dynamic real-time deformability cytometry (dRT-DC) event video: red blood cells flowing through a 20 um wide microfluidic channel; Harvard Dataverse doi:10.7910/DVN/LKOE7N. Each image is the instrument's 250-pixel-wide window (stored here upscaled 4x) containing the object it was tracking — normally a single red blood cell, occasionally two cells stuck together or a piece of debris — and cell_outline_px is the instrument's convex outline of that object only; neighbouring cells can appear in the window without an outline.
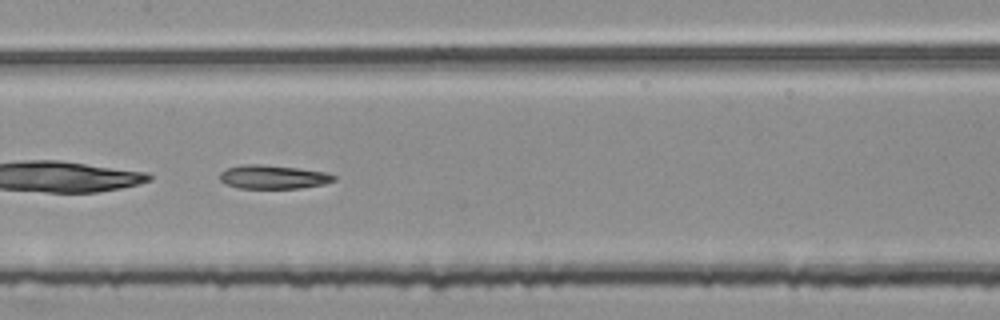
{"species": "common noctule bat (a hibernating species)", "species_latin": "Nyctalus noctula", "temperature_condition": "room temperature", "stored_images_in_passage": 53, "camera_frame_rate_fps": 3000, "um_per_image_px": 0.085, "animal": {"sex": "female", "body_mass_g": 25.1}, "frame": {"image": 1, "passage_image": 26, "time_ms": 8.333, "image_size_px": [1000, 320], "cell_outline_px": [[336, 180], [324, 184], [300, 188], [240, 188], [224, 184], [220, 180], [220, 172], [228, 168], [244, 164], [260, 164], [296, 168], [324, 172], [336, 176]], "centroid_in_image_um": [23.2, 15.04], "position_along_channel_um": 184.2, "area_um2": 15.66}}
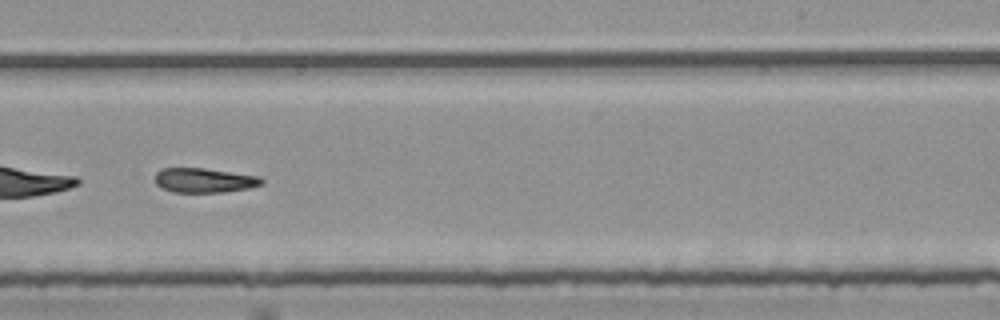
{"frame": {"image": 2, "passage_image": 33, "time_ms": 10.667, "image_size_px": [1000, 320], "cell_outline_px": [[264, 184], [248, 188], [224, 192], [172, 192], [160, 188], [156, 184], [156, 172], [160, 168], [204, 168], [260, 176], [264, 180]], "centroid_in_image_um": [17.36, 15.32], "position_along_channel_um": 271.6, "area_um2": 15.37}}
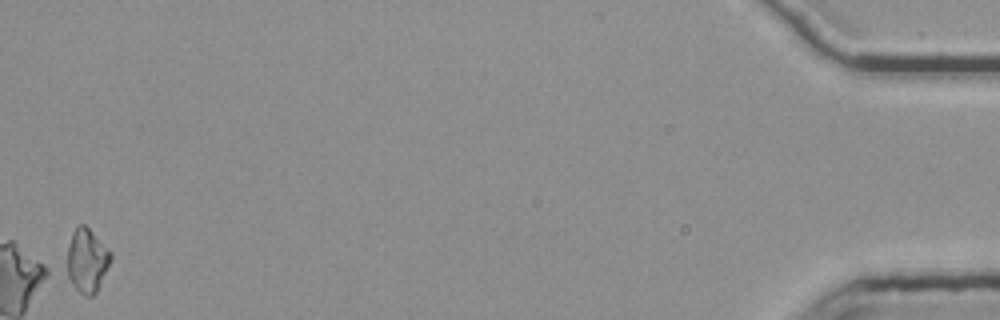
{"frame": {"image": 3, "passage_image": 53, "time_ms": 17.333, "image_size_px": [1000, 320], "cell_outline_px": [[112, 260], [96, 292], [92, 296], [84, 296], [60, 272], [60, 268], [72, 232], [80, 224], [84, 224], [112, 252]], "centroid_in_image_um": [7.28, 22.17], "position_along_channel_um": 427.9, "area_um2": 17.28}}